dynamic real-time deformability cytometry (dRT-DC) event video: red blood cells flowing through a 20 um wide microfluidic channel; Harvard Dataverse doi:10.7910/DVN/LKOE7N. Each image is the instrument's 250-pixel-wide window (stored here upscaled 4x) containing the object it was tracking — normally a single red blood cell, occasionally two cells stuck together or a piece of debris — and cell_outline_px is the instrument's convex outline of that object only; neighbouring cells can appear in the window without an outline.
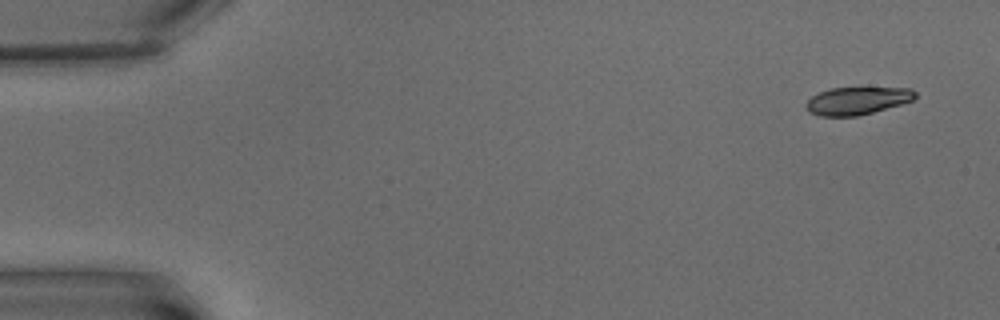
{"species": "common noctule bat (a hibernating species)", "species_latin": "Nyctalus noctula", "temperature_condition": "warm", "stored_images_in_passage": 6, "camera_frame_rate_fps": 3000, "um_per_image_px": 0.085, "animal": {"sex": "male", "body_mass_g": 15.6}, "frame": {"image": 1, "passage_image": 1, "time_ms": 0.0, "image_size_px": [1000, 320], "cell_outline_px": [[916, 96], [912, 100], [900, 104], [872, 112], [856, 116], [820, 116], [804, 108], [804, 104], [812, 96], [828, 88], [912, 88], [916, 92]], "centroid_in_image_um": [72.83, 8.56], "position_along_channel_um": 12.2, "area_um2": 17.4}}
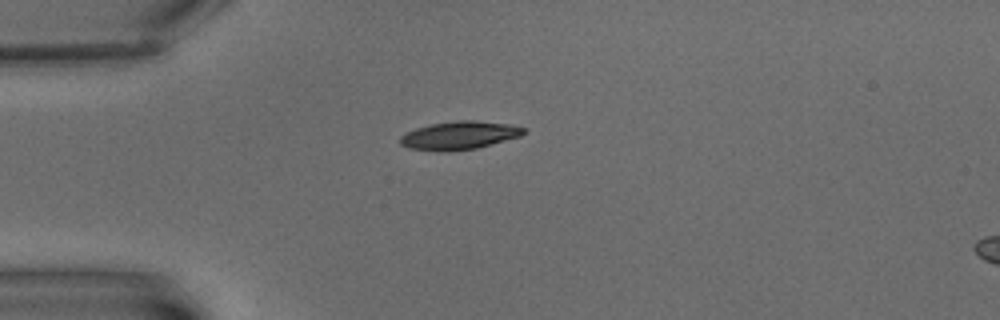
{"frame": {"image": 2, "passage_image": 5, "time_ms": 4.667, "image_size_px": [1000, 320], "cell_outline_px": [[524, 132], [520, 136], [476, 148], [448, 152], [440, 152], [408, 148], [400, 144], [400, 136], [416, 128], [432, 124], [456, 120], [472, 120], [508, 124], [524, 128]], "centroid_in_image_um": [38.99, 11.52], "position_along_channel_um": 46.0, "area_um2": 20.11}}